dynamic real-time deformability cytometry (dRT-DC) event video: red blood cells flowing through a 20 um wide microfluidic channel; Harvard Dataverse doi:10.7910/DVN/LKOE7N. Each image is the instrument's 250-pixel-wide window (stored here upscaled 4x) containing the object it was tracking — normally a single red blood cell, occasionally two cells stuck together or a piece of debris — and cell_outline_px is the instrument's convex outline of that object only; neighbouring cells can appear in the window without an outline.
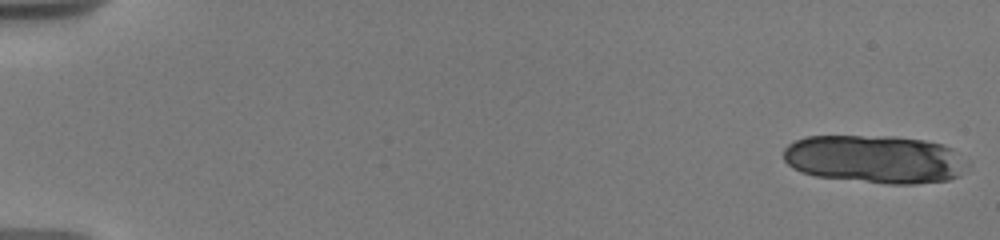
{"species": "human", "species_latin": "Homo sapiens", "temperature_condition": "warm", "stored_images_in_passage": 31, "camera_frame_rate_fps": 3000, "um_per_image_px": 0.085, "donor": {"sex": "male"}, "frame": {"image": 1, "passage_image": 1, "time_ms": 0.0, "image_size_px": [1000, 240], "cell_outline_px": [[972, 164], [960, 176], [948, 180], [916, 184], [884, 184], [816, 176], [800, 172], [792, 168], [784, 160], [784, 148], [788, 144], [804, 136], [892, 136], [924, 140], [940, 144], [952, 148]], "centroid_in_image_um": [74.4, 13.54], "position_along_channel_um": 10.6, "area_um2": 52.25}}
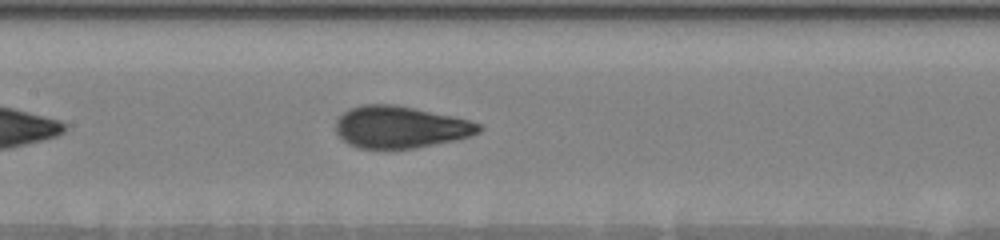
{"frame": {"image": 2, "passage_image": 17, "time_ms": 9.333, "image_size_px": [1000, 240], "cell_outline_px": [[484, 128], [480, 132], [472, 136], [456, 140], [416, 148], [360, 148], [348, 144], [336, 132], [336, 120], [344, 112], [360, 104], [396, 104], [452, 116], [484, 124]], "centroid_in_image_um": [34.07, 10.8], "position_along_channel_um": 173.3, "area_um2": 35.08}}
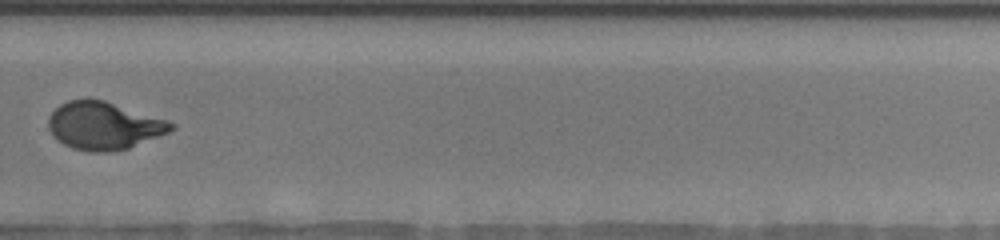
{"frame": {"image": 3, "passage_image": 23, "time_ms": 13.333, "image_size_px": [1000, 240], "cell_outline_px": [[176, 128], [168, 132], [128, 148], [112, 152], [88, 152], [72, 148], [56, 140], [48, 128], [48, 116], [60, 104], [68, 100], [88, 96], [104, 100], [168, 120], [176, 124]], "centroid_in_image_um": [8.79, 10.66], "position_along_channel_um": 321.0, "area_um2": 34.56}, "authors_computed_cell_mechanics": {"area_um2": 35.0846, "velocity_mm_per_s": 3.7115, "shape_relaxation_time_tau1_ms": 4.3488, "shape_relaxation_time_tau2_ms": null, "deformation_change_tau1": 0.1991, "deformation_change_tau2": null}}